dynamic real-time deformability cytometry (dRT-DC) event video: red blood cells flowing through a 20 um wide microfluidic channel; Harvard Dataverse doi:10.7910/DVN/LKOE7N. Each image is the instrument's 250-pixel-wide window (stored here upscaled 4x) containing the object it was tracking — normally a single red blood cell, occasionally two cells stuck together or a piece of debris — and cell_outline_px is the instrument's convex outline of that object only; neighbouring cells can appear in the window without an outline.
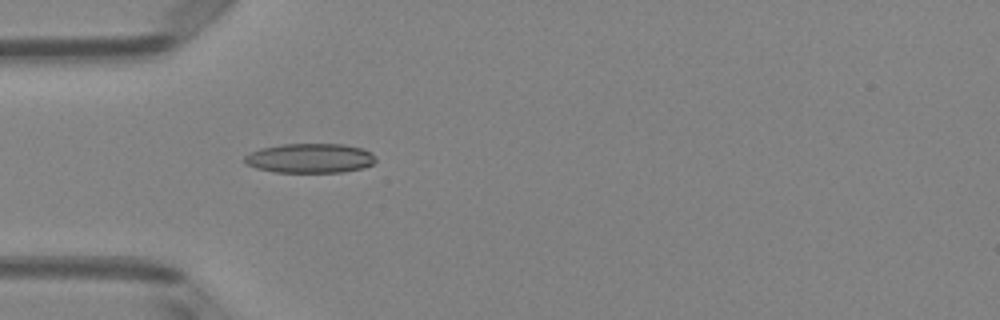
{"species": "Egyptian fruit bat (a non-hibernating species)", "species_latin": "Rousettus aegyptiacus", "temperature_condition": "room temperature", "stored_images_in_passage": 50, "camera_frame_rate_fps": 3000, "um_per_image_px": 0.085, "animal": {"sex": "female"}, "frame": {"image": 1, "passage_image": 15, "time_ms": 4.667, "image_size_px": [1000, 320], "cell_outline_px": [[376, 160], [372, 164], [364, 168], [344, 172], [276, 172], [256, 168], [248, 164], [244, 160], [244, 156], [260, 148], [284, 144], [344, 144], [360, 148], [372, 152]], "centroid_in_image_um": [26.38, 13.45], "position_along_channel_um": 58.6, "area_um2": 22.48}}
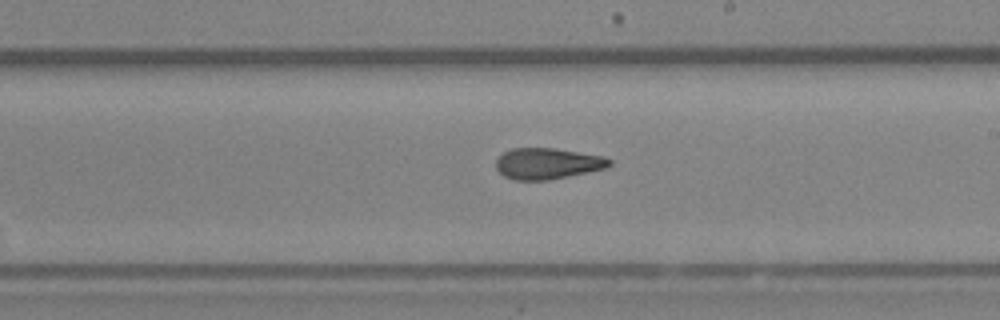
{"frame": {"image": 2, "passage_image": 29, "time_ms": 9.333, "image_size_px": [1000, 320], "cell_outline_px": [[612, 164], [608, 168], [548, 180], [512, 180], [504, 176], [496, 168], [496, 160], [504, 152], [512, 148], [556, 148], [604, 156], [612, 160]], "centroid_in_image_um": [46.56, 13.9], "position_along_channel_um": 242.4, "area_um2": 20.69}}
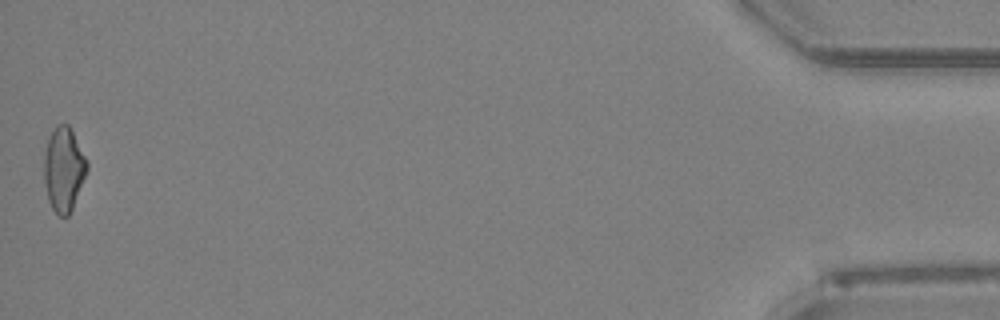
{"frame": {"image": 3, "passage_image": 50, "time_ms": 16.333, "image_size_px": [1000, 320], "cell_outline_px": [[88, 168], [72, 208], [68, 216], [60, 216], [52, 208], [48, 200], [44, 180], [44, 156], [48, 140], [56, 124], [68, 124], [88, 160]], "centroid_in_image_um": [5.42, 14.37], "position_along_channel_um": 429.8, "area_um2": 20.81}, "authors_computed_cell_mechanics": {"area_um2": 20.8658, "velocity_mm_per_s": 4.0176, "shape_relaxation_time_tau1_ms": null, "shape_relaxation_time_tau2_ms": 2.8057, "deformation_change_tau1": null, "deformation_change_tau2": 0.1098}}